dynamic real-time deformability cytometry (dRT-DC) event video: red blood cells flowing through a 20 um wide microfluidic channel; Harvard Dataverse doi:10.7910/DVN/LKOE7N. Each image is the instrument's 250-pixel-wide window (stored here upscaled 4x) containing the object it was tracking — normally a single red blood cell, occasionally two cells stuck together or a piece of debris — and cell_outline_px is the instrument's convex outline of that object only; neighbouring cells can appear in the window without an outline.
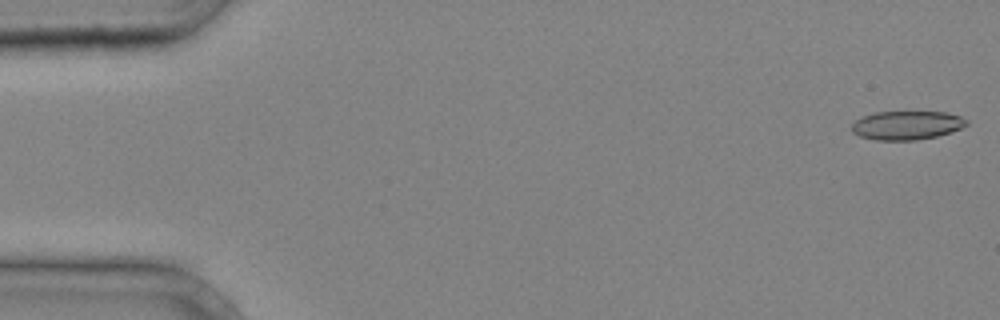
{"species": "common noctule bat (a hibernating species)", "species_latin": "Nyctalus noctula", "temperature_condition": "cold", "stored_images_in_passage": 11, "camera_frame_rate_fps": 3000, "um_per_image_px": 0.085, "animal": {"sex": "male", "body_mass_g": 20.4}, "frame": {"image": 1, "passage_image": 1, "time_ms": 0.0, "image_size_px": [1000, 320], "cell_outline_px": [[968, 124], [952, 132], [936, 136], [916, 140], [876, 140], [860, 136], [852, 132], [852, 124], [856, 120], [864, 116], [876, 112], [948, 112], [960, 116], [968, 120]], "centroid_in_image_um": [77.1, 10.65], "position_along_channel_um": 7.9, "area_um2": 19.19}}